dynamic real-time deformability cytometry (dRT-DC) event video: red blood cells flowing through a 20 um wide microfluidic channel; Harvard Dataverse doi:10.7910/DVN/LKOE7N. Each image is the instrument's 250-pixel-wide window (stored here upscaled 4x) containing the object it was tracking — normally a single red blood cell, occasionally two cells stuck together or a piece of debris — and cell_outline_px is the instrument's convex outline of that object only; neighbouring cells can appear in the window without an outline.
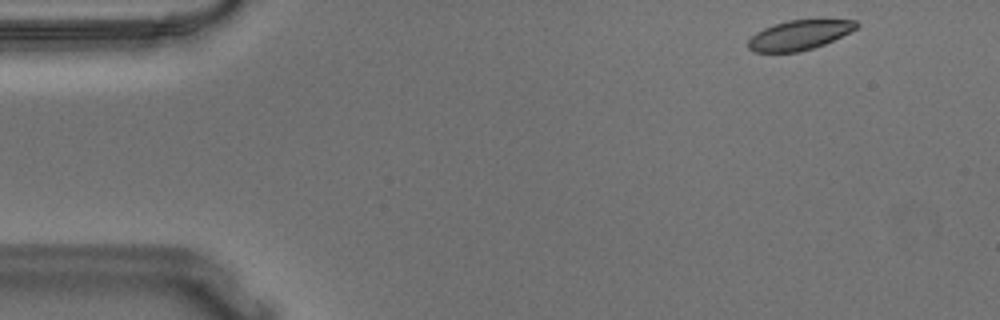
{"species": "Egyptian fruit bat (a non-hibernating species)", "species_latin": "Rousettus aegyptiacus", "temperature_condition": "warm", "stored_images_in_passage": 51, "camera_frame_rate_fps": 3000, "um_per_image_px": 0.085, "animal": {"sex": "male"}, "frame": {"image": 1, "passage_image": 1, "time_ms": 0.0, "image_size_px": [1000, 320], "cell_outline_px": [[860, 24], [856, 28], [824, 44], [800, 52], [752, 52], [748, 48], [748, 40], [756, 32], [764, 28], [788, 20], [856, 20]], "centroid_in_image_um": [67.9, 2.99], "position_along_channel_um": 17.1, "area_um2": 18.44}}
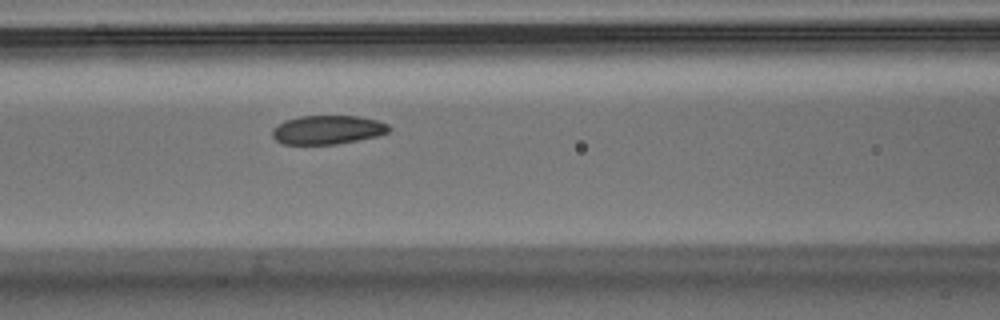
{"frame": {"image": 2, "passage_image": 19, "time_ms": 6.0, "image_size_px": [1000, 320], "cell_outline_px": [[392, 128], [388, 132], [376, 136], [336, 144], [284, 144], [276, 140], [272, 136], [272, 128], [276, 124], [284, 120], [300, 116], [356, 116], [376, 120], [388, 124]], "centroid_in_image_um": [27.81, 11.02], "position_along_channel_um": 138.8, "area_um2": 19.59}}
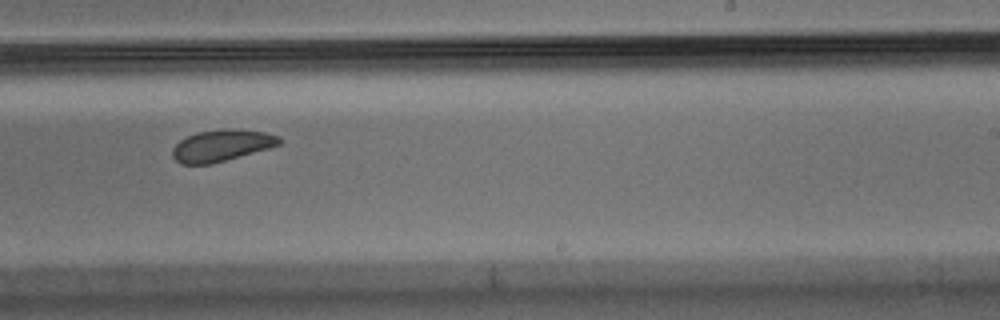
{"frame": {"image": 3, "passage_image": 30, "time_ms": 9.667, "image_size_px": [1000, 320], "cell_outline_px": [[280, 144], [268, 148], [212, 164], [180, 164], [172, 156], [172, 148], [180, 140], [196, 132], [264, 132], [280, 136]], "centroid_in_image_um": [18.77, 12.43], "position_along_channel_um": 270.2, "area_um2": 18.55}, "authors_computed_cell_mechanics": {"area_um2": 20.4612, "velocity_mm_per_s": 3.5912, "shape_relaxation_time_tau1_ms": 4.748, "shape_relaxation_time_tau2_ms": 6.0933, "deformation_change_tau1": 0.0877, "deformation_change_tau2": 0.0809}}